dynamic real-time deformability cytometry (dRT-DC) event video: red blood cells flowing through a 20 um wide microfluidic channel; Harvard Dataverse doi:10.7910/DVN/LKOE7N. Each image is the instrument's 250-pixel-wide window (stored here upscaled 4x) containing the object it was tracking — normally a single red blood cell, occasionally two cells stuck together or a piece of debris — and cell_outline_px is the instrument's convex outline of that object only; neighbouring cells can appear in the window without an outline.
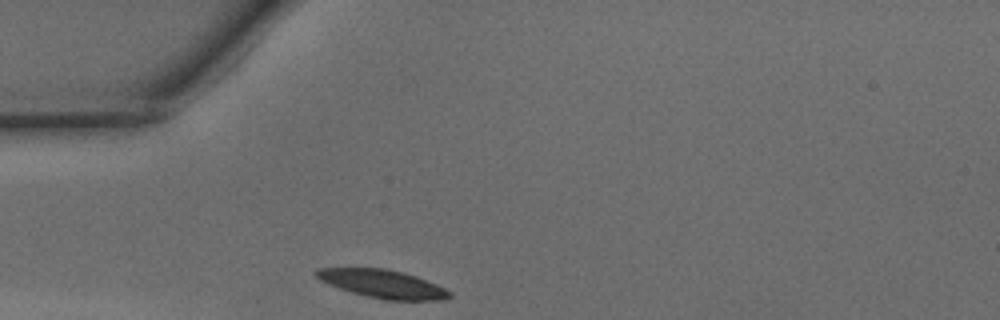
{"species": "common noctule bat (a hibernating species)", "species_latin": "Nyctalus noctula", "temperature_condition": "warm", "stored_images_in_passage": 25, "camera_frame_rate_fps": 3000, "um_per_image_px": 0.085, "animal": {"sex": "male", "body_mass_g": 15.6}, "frame": {"image": 1, "passage_image": 1, "time_ms": 0.0, "image_size_px": [1000, 320], "cell_outline_px": [[452, 296], [444, 300], [388, 300], [368, 296], [352, 292], [328, 284], [320, 280], [312, 272], [316, 268], [384, 268], [404, 272], [416, 276], [436, 284], [452, 292]], "centroid_in_image_um": [32.53, 24.12], "position_along_channel_um": 52.5, "area_um2": 21.85}}
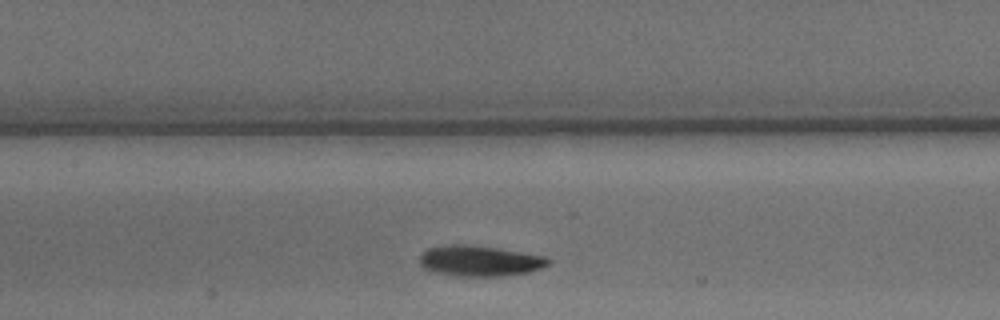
{"frame": {"image": 2, "passage_image": 10, "time_ms": 3.0, "image_size_px": [1000, 320], "cell_outline_px": [[552, 260], [548, 264], [540, 268], [528, 272], [504, 276], [456, 276], [436, 272], [424, 268], [420, 264], [420, 256], [428, 248], [452, 244], [472, 244], [544, 256]], "centroid_in_image_um": [40.77, 22.17], "position_along_channel_um": 166.6, "area_um2": 22.83}}
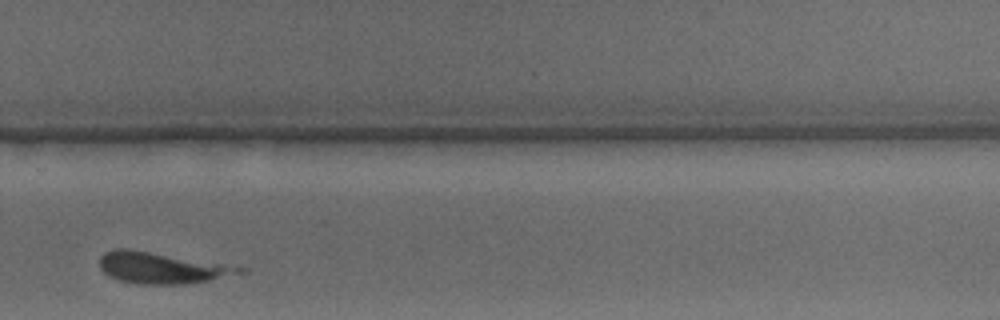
{"frame": {"image": 3, "passage_image": 21, "time_ms": 6.667, "image_size_px": [1000, 320], "cell_outline_px": [[248, 272], [208, 280], [184, 284], [136, 284], [120, 280], [104, 272], [100, 268], [100, 256], [104, 252], [112, 248], [128, 248], [248, 268]], "centroid_in_image_um": [13.73, 22.76], "position_along_channel_um": 316.1, "area_um2": 25.32}}